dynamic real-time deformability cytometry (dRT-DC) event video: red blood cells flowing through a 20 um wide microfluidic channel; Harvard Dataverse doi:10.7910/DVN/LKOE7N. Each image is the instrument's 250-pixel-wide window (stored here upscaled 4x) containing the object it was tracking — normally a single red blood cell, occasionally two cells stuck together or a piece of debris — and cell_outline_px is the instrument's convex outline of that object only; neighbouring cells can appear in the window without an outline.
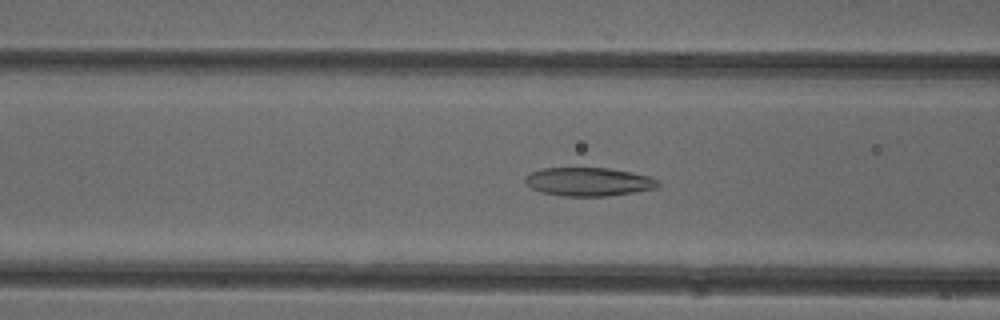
{"species": "common noctule bat (a hibernating species)", "species_latin": "Nyctalus noctula", "temperature_condition": "cold", "stored_images_in_passage": 44, "camera_frame_rate_fps": 3000, "um_per_image_px": 0.085, "animal": {"sex": "female"}, "frame": {"image": 1, "passage_image": 13, "time_ms": 4.0, "image_size_px": [1000, 320], "cell_outline_px": [[660, 184], [656, 188], [636, 192], [608, 196], [564, 196], [540, 192], [524, 184], [524, 176], [540, 168], [608, 168], [632, 172], [648, 176], [660, 180]], "centroid_in_image_um": [50.02, 15.45], "position_along_channel_um": 116.6, "area_um2": 22.31}}
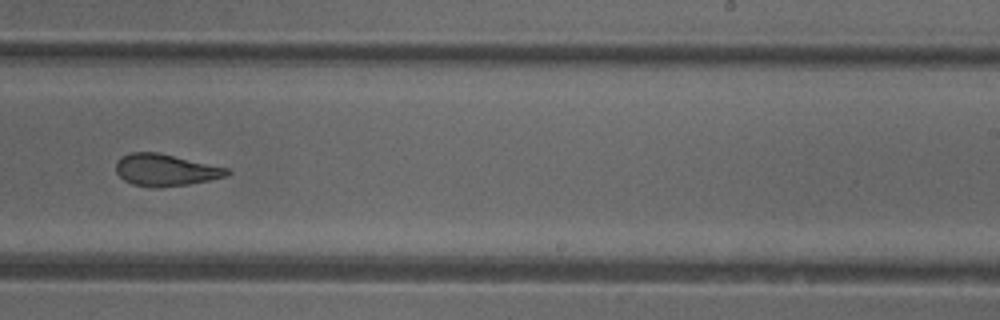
{"frame": {"image": 2, "passage_image": 25, "time_ms": 8.0, "image_size_px": [1000, 320], "cell_outline_px": [[232, 172], [228, 176], [188, 184], [160, 188], [152, 188], [132, 184], [124, 180], [116, 172], [116, 160], [120, 156], [128, 152], [160, 152], [228, 168]], "centroid_in_image_um": [14.05, 14.44], "position_along_channel_um": 275.0, "area_um2": 20.98}}
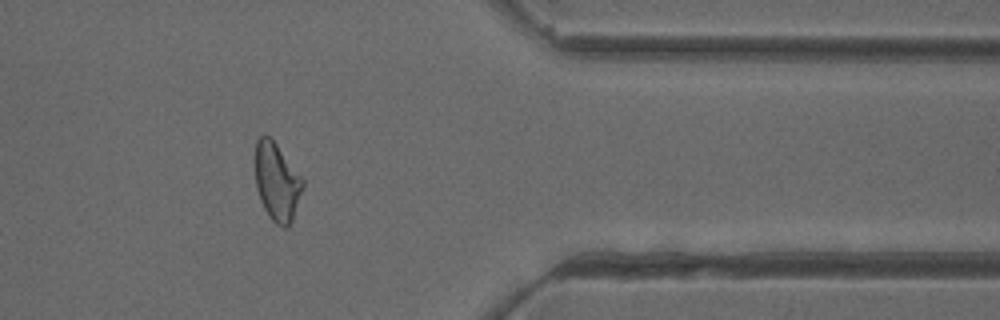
{"frame": {"image": 3, "passage_image": 35, "time_ms": 11.333, "image_size_px": [1000, 320], "cell_outline_px": [[304, 184], [292, 220], [288, 228], [284, 228], [276, 224], [268, 216], [260, 200], [256, 188], [256, 140], [260, 136], [268, 136], [276, 144], [304, 180]], "centroid_in_image_um": [23.53, 15.5], "position_along_channel_um": 387.9, "area_um2": 21.27}, "authors_computed_cell_mechanics": {"area_um2": 22.0796, "velocity_mm_per_s": 3.9508, "shape_relaxation_time_tau1_ms": 8.2574, "shape_relaxation_time_tau2_ms": 3.294, "deformation_change_tau1": 0.2054, "deformation_change_tau2": 0.103}}